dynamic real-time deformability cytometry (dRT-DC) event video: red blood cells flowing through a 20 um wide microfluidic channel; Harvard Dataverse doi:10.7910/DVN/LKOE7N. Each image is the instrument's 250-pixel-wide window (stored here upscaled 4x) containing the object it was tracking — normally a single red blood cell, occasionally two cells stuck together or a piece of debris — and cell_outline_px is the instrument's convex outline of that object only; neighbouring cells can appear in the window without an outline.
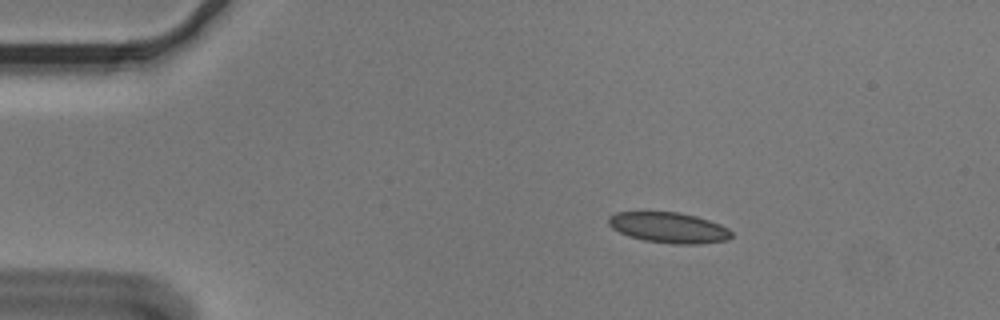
{"species": "Egyptian fruit bat (a non-hibernating species)", "species_latin": "Rousettus aegyptiacus", "temperature_condition": "cold", "stored_images_in_passage": 4, "camera_frame_rate_fps": 3000, "um_per_image_px": 0.085, "animal": {"sex": "male"}, "frame": {"image": 1, "passage_image": 2, "time_ms": 0.333, "image_size_px": [1000, 320], "cell_outline_px": [[732, 236], [728, 240], [700, 244], [672, 244], [644, 240], [628, 236], [612, 228], [608, 224], [608, 216], [616, 212], [680, 212], [696, 216], [720, 224], [728, 228], [732, 232]], "centroid_in_image_um": [56.85, 19.35], "position_along_channel_um": 28.1, "area_um2": 22.02}}
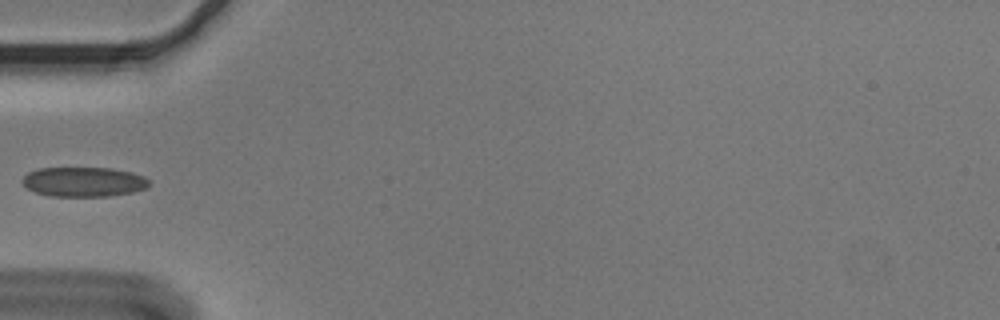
{"frame": {"image": 2, "passage_image": 4, "time_ms": 1.0, "image_size_px": [1000, 320], "cell_outline_px": [[152, 184], [144, 188], [132, 192], [108, 196], [52, 196], [36, 192], [28, 188], [20, 180], [28, 172], [40, 168], [112, 168], [132, 172], [144, 176]], "centroid_in_image_um": [7.12, 15.45], "position_along_channel_um": 77.9, "area_um2": 21.85}}